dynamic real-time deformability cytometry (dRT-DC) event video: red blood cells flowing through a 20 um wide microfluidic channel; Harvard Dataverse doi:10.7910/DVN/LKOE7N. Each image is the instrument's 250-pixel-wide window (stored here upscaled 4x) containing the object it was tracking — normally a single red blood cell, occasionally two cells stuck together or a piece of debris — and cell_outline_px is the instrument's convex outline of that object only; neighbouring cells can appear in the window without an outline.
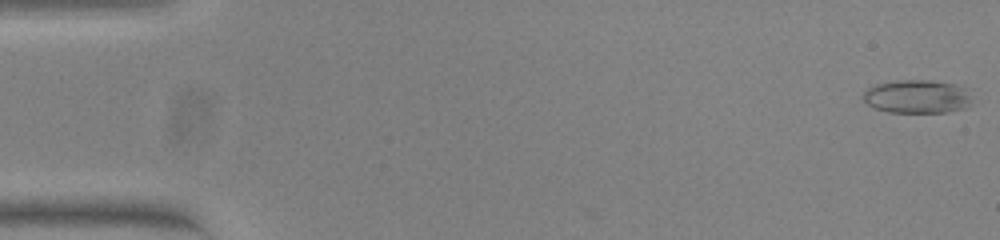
{"species": "common noctule bat (a hibernating species)", "species_latin": "Nyctalus noctula", "temperature_condition": "warm", "stored_images_in_passage": 47, "camera_frame_rate_fps": 3000, "um_per_image_px": 0.085, "animal": {"sex": "female", "body_mass_g": 23.0, "forearm_length_mm": 53.4}, "frame": {"image": 1, "passage_image": 1, "time_ms": 0.0, "image_size_px": [1000, 240], "cell_outline_px": [[972, 88], [968, 108], [948, 112], [888, 112], [872, 108], [860, 96], [868, 88], [876, 84], [896, 80], [932, 80], [960, 84]], "centroid_in_image_um": [78.01, 8.19], "position_along_channel_um": 7.0, "area_um2": 21.85}}
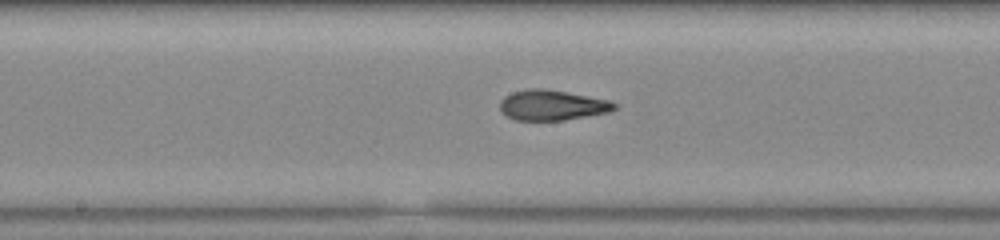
{"frame": {"image": 2, "passage_image": 28, "time_ms": 9.0, "image_size_px": [1000, 240], "cell_outline_px": [[616, 108], [608, 112], [564, 120], [516, 120], [508, 116], [500, 108], [500, 100], [504, 96], [512, 92], [528, 88], [544, 88], [608, 100], [616, 104]], "centroid_in_image_um": [46.89, 8.93], "position_along_channel_um": 201.3, "area_um2": 19.94}}
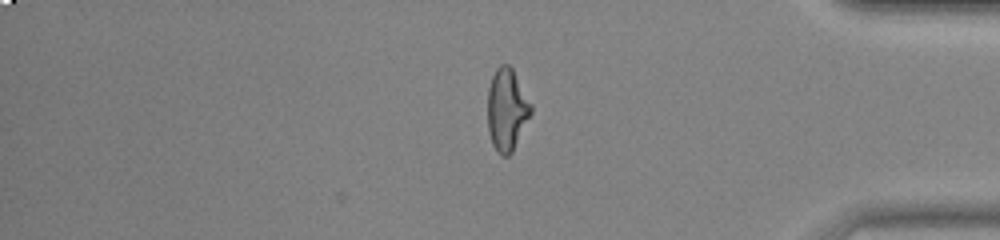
{"frame": {"image": 3, "passage_image": 45, "time_ms": 14.667, "image_size_px": [1000, 240], "cell_outline_px": [[532, 112], [512, 152], [508, 156], [500, 156], [496, 152], [492, 144], [488, 132], [488, 88], [492, 76], [496, 68], [500, 64], [508, 64], [512, 68], [532, 104]], "centroid_in_image_um": [43.07, 9.33], "position_along_channel_um": 392.1, "area_um2": 20.87}, "authors_computed_cell_mechanics": {"area_um2": 20.8658, "velocity_mm_per_s": 3.8338, "shape_relaxation_time_tau1_ms": null, "shape_relaxation_time_tau2_ms": 1.828, "deformation_change_tau1": null, "deformation_change_tau2": 0.097}}